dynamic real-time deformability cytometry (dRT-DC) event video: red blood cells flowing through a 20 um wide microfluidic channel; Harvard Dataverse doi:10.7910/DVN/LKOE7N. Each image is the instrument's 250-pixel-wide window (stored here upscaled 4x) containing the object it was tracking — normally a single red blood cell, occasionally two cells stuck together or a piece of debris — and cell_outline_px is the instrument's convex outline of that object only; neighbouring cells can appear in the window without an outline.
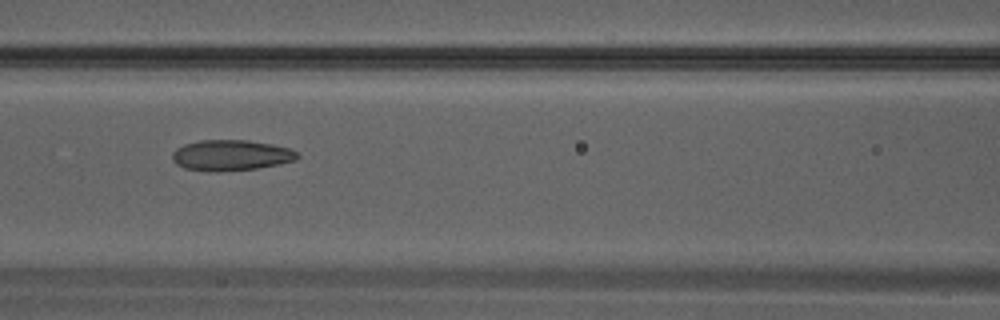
{"species": "Egyptian fruit bat (a non-hibernating species)", "species_latin": "Rousettus aegyptiacus", "temperature_condition": "warm", "stored_images_in_passage": 21, "camera_frame_rate_fps": 3000, "um_per_image_px": 0.085, "animal": {"sex": "male"}, "frame": {"image": 1, "passage_image": 5, "time_ms": 1.333, "image_size_px": [1000, 320], "cell_outline_px": [[300, 156], [296, 160], [280, 164], [256, 168], [216, 172], [208, 172], [184, 168], [176, 164], [172, 160], [172, 152], [176, 148], [184, 144], [200, 140], [248, 140], [272, 144], [288, 148], [296, 152]], "centroid_in_image_um": [19.6, 13.2], "position_along_channel_um": 147.0, "area_um2": 22.54}}
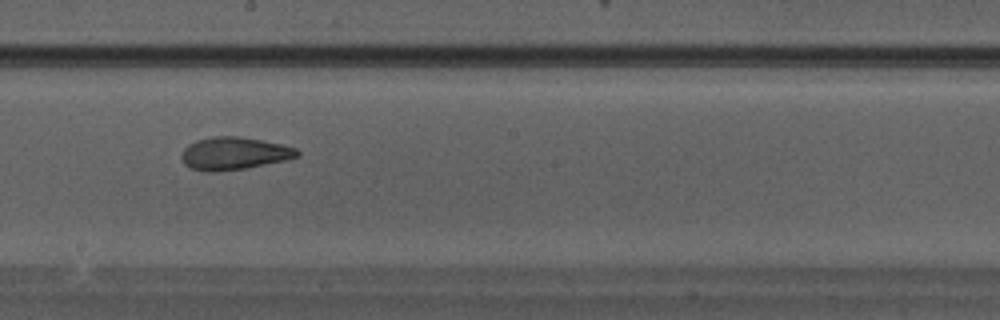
{"frame": {"image": 2, "passage_image": 9, "time_ms": 2.667, "image_size_px": [1000, 320], "cell_outline_px": [[300, 156], [288, 160], [244, 168], [216, 172], [204, 172], [192, 168], [184, 164], [180, 156], [184, 148], [188, 144], [196, 140], [212, 136], [240, 136], [280, 144], [296, 148], [300, 152]], "centroid_in_image_um": [19.88, 13.04], "position_along_channel_um": 228.3, "area_um2": 22.14}}
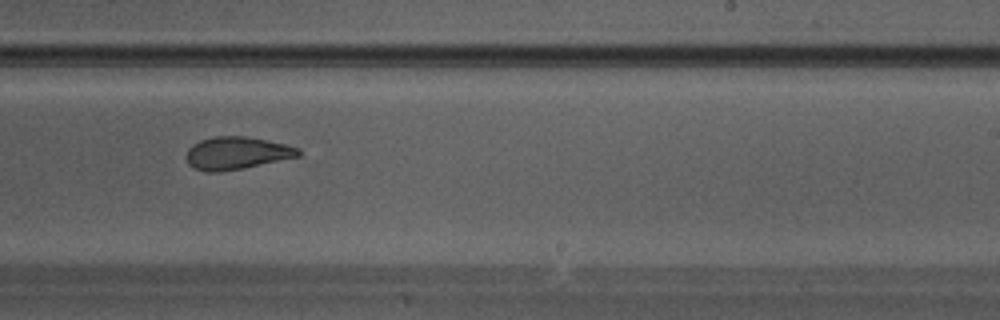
{"frame": {"image": 3, "passage_image": 11, "time_ms": 3.333, "image_size_px": [1000, 320], "cell_outline_px": [[300, 156], [244, 168], [220, 172], [204, 172], [192, 168], [188, 164], [184, 156], [188, 148], [192, 144], [200, 140], [216, 136], [244, 136], [268, 140], [300, 148]], "centroid_in_image_um": [20.06, 13.02], "position_along_channel_um": 268.9, "area_um2": 21.56}}